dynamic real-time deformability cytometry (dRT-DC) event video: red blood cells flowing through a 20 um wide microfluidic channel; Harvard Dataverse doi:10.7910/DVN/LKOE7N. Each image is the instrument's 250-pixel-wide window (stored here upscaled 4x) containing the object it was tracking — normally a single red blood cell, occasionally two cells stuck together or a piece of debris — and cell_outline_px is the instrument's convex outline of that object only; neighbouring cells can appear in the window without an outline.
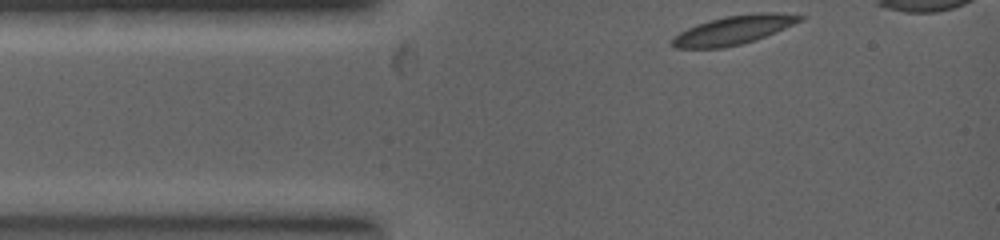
{"species": "common noctule bat (a hibernating species)", "species_latin": "Nyctalus noctula", "temperature_condition": "warm", "stored_images_in_passage": 6, "segment_of_instrument_passage": [1, 2], "camera_frame_rate_fps": 5000, "um_per_image_px": 0.085, "animal": {"sex": "female", "body_mass_g": 19.0, "forearm_length_mm": 53.3}, "frame": {"image": 1, "passage_image": 1, "time_ms": 0.0, "image_size_px": [1000, 240], "cell_outline_px": [[804, 16], [800, 20], [784, 28], [764, 36], [740, 44], [724, 48], [676, 48], [672, 44], [672, 40], [680, 32], [688, 28], [712, 20], [728, 16], [768, 12], [776, 12]], "centroid_in_image_um": [62.33, 2.56], "position_along_channel_um": 22.7, "area_um2": 20.52}}
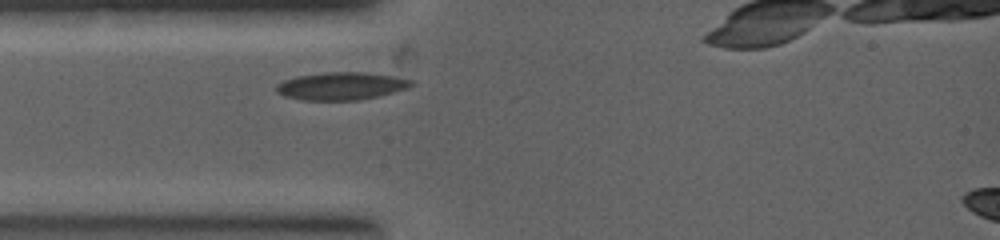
{"frame": {"image": 2, "passage_image": 5, "time_ms": 1.0, "image_size_px": [1000, 240], "cell_outline_px": [[412, 84], [408, 88], [376, 96], [356, 100], [304, 100], [284, 96], [276, 92], [276, 84], [284, 80], [296, 76], [324, 72], [364, 72], [392, 76], [412, 80]], "centroid_in_image_um": [28.94, 7.3], "position_along_channel_um": 56.1, "area_um2": 21.56}}